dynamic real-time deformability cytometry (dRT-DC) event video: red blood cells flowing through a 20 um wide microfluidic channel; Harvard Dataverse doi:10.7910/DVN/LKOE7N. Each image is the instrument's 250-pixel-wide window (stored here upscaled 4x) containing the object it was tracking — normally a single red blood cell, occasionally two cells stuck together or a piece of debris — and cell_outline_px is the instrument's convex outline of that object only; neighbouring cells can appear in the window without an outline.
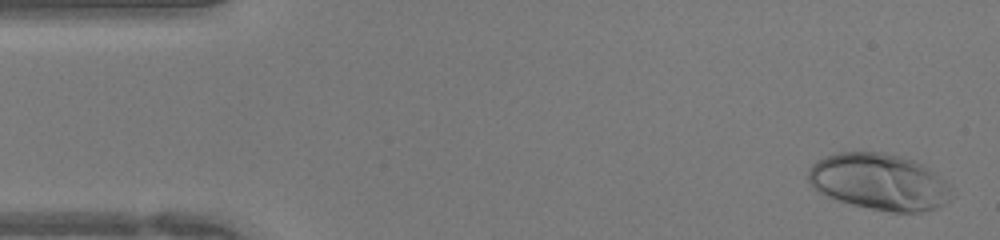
{"species": "human", "species_latin": "Homo sapiens", "temperature_condition": "warm", "stored_images_in_passage": 44, "camera_frame_rate_fps": 3000, "um_per_image_px": 0.085, "donor": {"sex": "female"}, "frame": {"image": 1, "passage_image": 2, "time_ms": 0.333, "image_size_px": [1000, 240], "cell_outline_px": [[948, 188], [940, 204], [932, 208], [920, 212], [892, 212], [872, 208], [840, 200], [816, 192], [808, 180], [808, 172], [812, 164], [816, 160], [840, 152], [880, 152], [900, 156], [912, 160], [928, 168], [944, 180], [948, 184]], "centroid_in_image_um": [74.62, 15.43], "position_along_channel_um": 10.4, "area_um2": 45.78}}
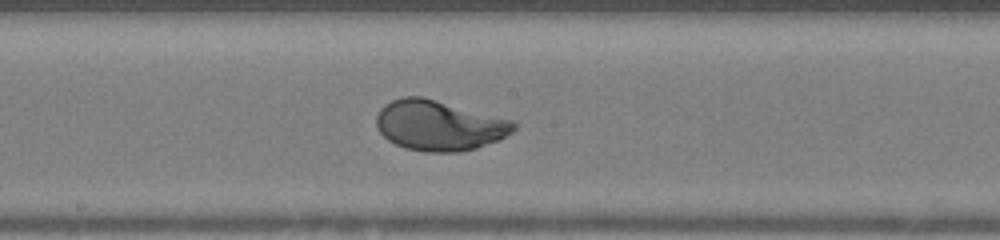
{"frame": {"image": 2, "passage_image": 23, "time_ms": 7.333, "image_size_px": [1000, 240], "cell_outline_px": [[516, 128], [512, 132], [500, 140], [476, 148], [456, 152], [424, 152], [404, 148], [388, 140], [380, 132], [376, 124], [376, 116], [380, 108], [384, 104], [392, 100], [404, 96], [420, 96], [512, 120], [516, 124]], "centroid_in_image_um": [37.3, 10.67], "position_along_channel_um": 210.9, "area_um2": 40.11}}
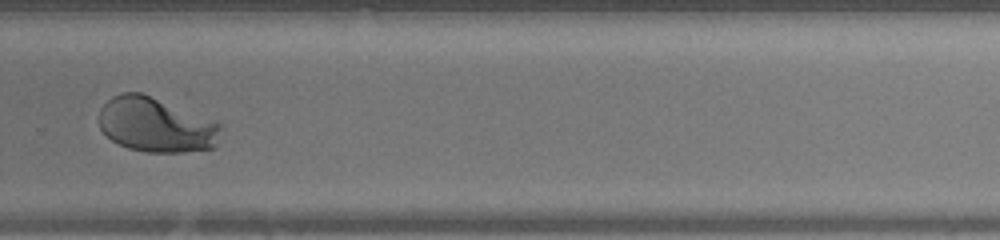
{"frame": {"image": 3, "passage_image": 30, "time_ms": 9.667, "image_size_px": [1000, 240], "cell_outline_px": [[220, 128], [216, 148], [184, 152], [144, 152], [128, 148], [112, 140], [100, 128], [100, 108], [112, 96], [120, 92], [140, 92], [216, 120], [220, 124]], "centroid_in_image_um": [13.28, 10.61], "position_along_channel_um": 316.5, "area_um2": 38.9}}